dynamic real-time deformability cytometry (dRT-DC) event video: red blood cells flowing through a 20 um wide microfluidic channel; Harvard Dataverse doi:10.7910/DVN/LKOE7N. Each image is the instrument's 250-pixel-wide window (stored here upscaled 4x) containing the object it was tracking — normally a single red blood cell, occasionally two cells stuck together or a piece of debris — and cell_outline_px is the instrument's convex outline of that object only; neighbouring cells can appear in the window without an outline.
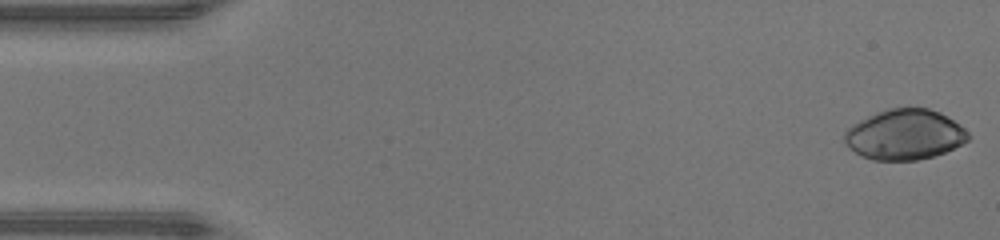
{"species": "human", "species_latin": "Homo sapiens", "temperature_condition": "warm", "stored_images_in_passage": 47, "camera_frame_rate_fps": 3000, "um_per_image_px": 0.085, "donor": {"sex": "male"}, "frame": {"image": 1, "passage_image": 1, "time_ms": 0.0, "image_size_px": [1000, 240], "cell_outline_px": [[972, 136], [968, 140], [944, 152], [932, 156], [916, 160], [872, 160], [860, 156], [848, 148], [844, 144], [844, 132], [852, 124], [876, 112], [888, 108], [928, 108], [940, 112], [964, 128]], "centroid_in_image_um": [76.85, 11.44], "position_along_channel_um": 8.1, "area_um2": 36.3}}
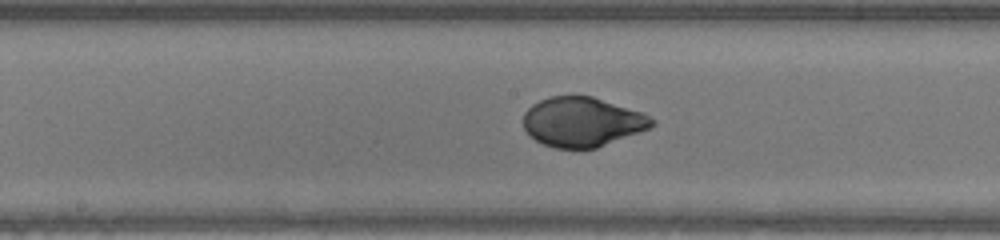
{"frame": {"image": 2, "passage_image": 24, "time_ms": 7.667, "image_size_px": [1000, 240], "cell_outline_px": [[656, 124], [648, 128], [596, 148], [556, 148], [544, 144], [528, 136], [524, 128], [524, 112], [532, 104], [548, 96], [592, 96], [644, 112], [656, 120]], "centroid_in_image_um": [49.48, 10.35], "position_along_channel_um": 198.7, "area_um2": 37.11}}
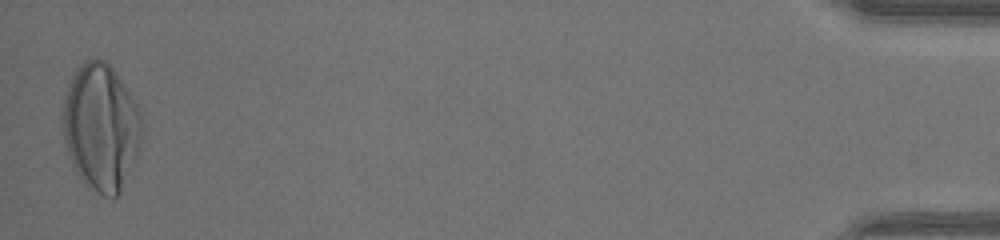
{"frame": {"image": 3, "passage_image": 47, "time_ms": 15.333, "image_size_px": [1000, 240], "cell_outline_px": [[144, 124], [140, 144], [136, 156], [120, 196], [112, 200], [104, 196], [84, 184], [80, 180], [72, 164], [64, 140], [64, 100], [72, 76], [76, 68], [84, 60], [96, 56], [104, 60], [112, 68], [136, 104], [140, 112]], "centroid_in_image_um": [8.6, 10.84], "position_along_channel_um": 426.6, "area_um2": 58.49}, "authors_computed_cell_mechanics": {"area_um2": 37.6856, "velocity_mm_per_s": 4.3114, "shape_relaxation_time_tau1_ms": 4.4897, "shape_relaxation_time_tau2_ms": null, "deformation_change_tau1": 0.302, "deformation_change_tau2": null}}